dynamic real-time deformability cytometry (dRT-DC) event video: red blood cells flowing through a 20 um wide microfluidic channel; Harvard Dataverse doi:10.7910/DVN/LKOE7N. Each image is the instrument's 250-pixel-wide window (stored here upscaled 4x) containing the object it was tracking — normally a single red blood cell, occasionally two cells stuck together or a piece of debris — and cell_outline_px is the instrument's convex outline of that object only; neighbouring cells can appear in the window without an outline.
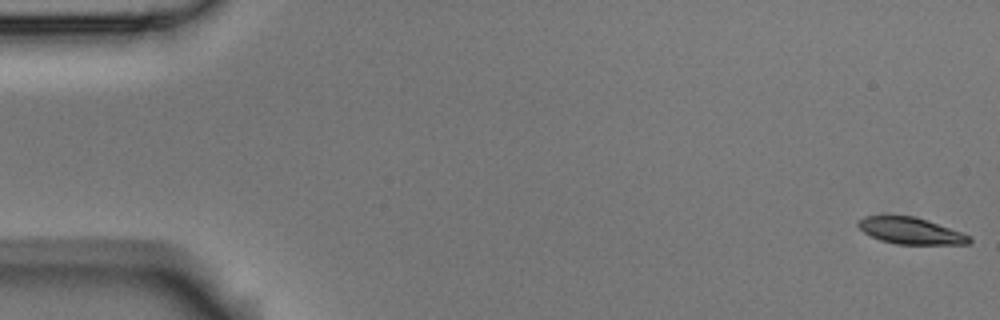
{"species": "Egyptian fruit bat (a non-hibernating species)", "species_latin": "Rousettus aegyptiacus", "temperature_condition": "room temperature", "stored_images_in_passage": 54, "camera_frame_rate_fps": 3000, "um_per_image_px": 0.085, "animal": {"sex": "male"}, "frame": {"image": 1, "passage_image": 1, "time_ms": 0.0, "image_size_px": [1000, 320], "cell_outline_px": [[972, 240], [968, 244], [896, 244], [880, 240], [864, 232], [856, 224], [856, 220], [864, 216], [912, 216], [972, 236]], "centroid_in_image_um": [77.36, 19.63], "position_along_channel_um": 7.6, "area_um2": 16.88}}
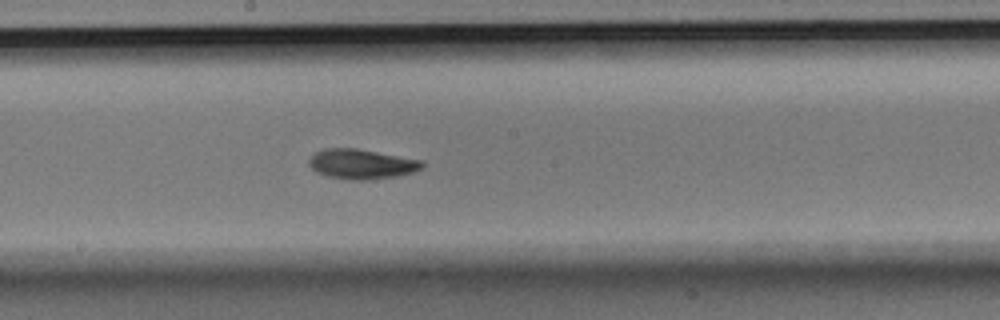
{"frame": {"image": 2, "passage_image": 29, "time_ms": 9.333, "image_size_px": [1000, 320], "cell_outline_px": [[424, 168], [412, 172], [396, 176], [368, 180], [348, 180], [328, 176], [316, 172], [308, 164], [308, 160], [316, 152], [324, 148], [356, 148], [424, 160]], "centroid_in_image_um": [30.75, 13.94], "position_along_channel_um": 217.5, "area_um2": 19.83}}
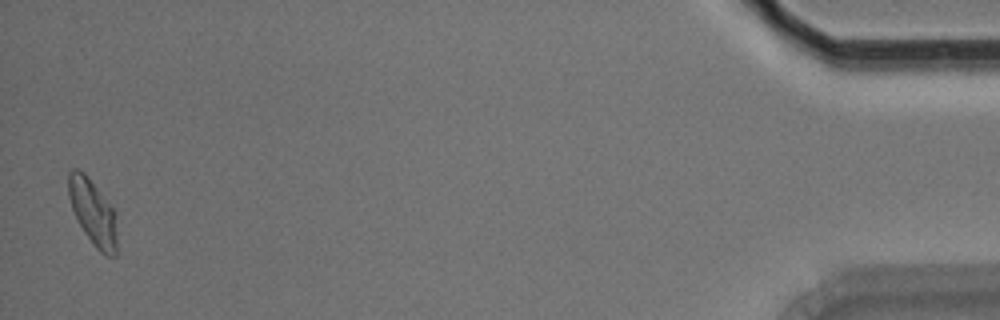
{"frame": {"image": 3, "passage_image": 53, "time_ms": 17.333, "image_size_px": [1000, 320], "cell_outline_px": [[116, 256], [104, 256], [96, 248], [84, 232], [72, 208], [68, 196], [68, 172], [72, 168], [76, 168], [84, 172], [116, 212]], "centroid_in_image_um": [7.9, 18.05], "position_along_channel_um": 427.3, "area_um2": 18.5}, "authors_computed_cell_mechanics": {"area_um2": 18.496, "velocity_mm_per_s": 3.7527, "shape_relaxation_time_tau1_ms": 4.5963, "shape_relaxation_time_tau2_ms": 3.5606, "deformation_change_tau1": 0.1404, "deformation_change_tau2": 0.0862}}